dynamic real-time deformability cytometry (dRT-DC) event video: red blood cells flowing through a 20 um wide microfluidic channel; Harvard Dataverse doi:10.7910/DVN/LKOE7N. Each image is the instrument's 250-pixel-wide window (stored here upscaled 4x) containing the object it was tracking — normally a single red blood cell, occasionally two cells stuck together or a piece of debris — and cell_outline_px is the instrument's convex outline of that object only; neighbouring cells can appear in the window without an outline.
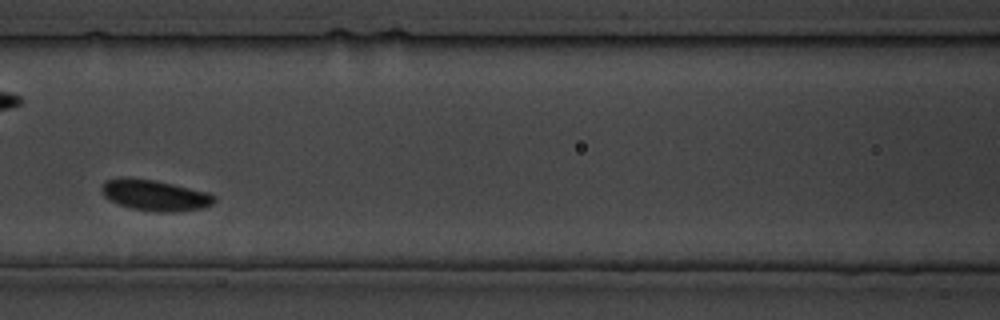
{"species": "common noctule bat (a hibernating species)", "species_latin": "Nyctalus noctula", "temperature_condition": "cold", "stored_images_in_passage": 14, "camera_frame_rate_fps": 3000, "um_per_image_px": 0.085, "animal": {"sex": "male", "body_mass_g": 19.5, "forearm_length_mm": 54.6}, "frame": {"image": 1, "passage_image": 8, "time_ms": 9.0, "image_size_px": [1000, 320], "cell_outline_px": [[216, 200], [212, 204], [204, 208], [172, 212], [156, 212], [132, 208], [108, 200], [100, 192], [100, 184], [104, 180], [156, 180], [208, 192], [216, 196]], "centroid_in_image_um": [13.21, 16.63], "position_along_channel_um": 153.4, "area_um2": 19.94}}
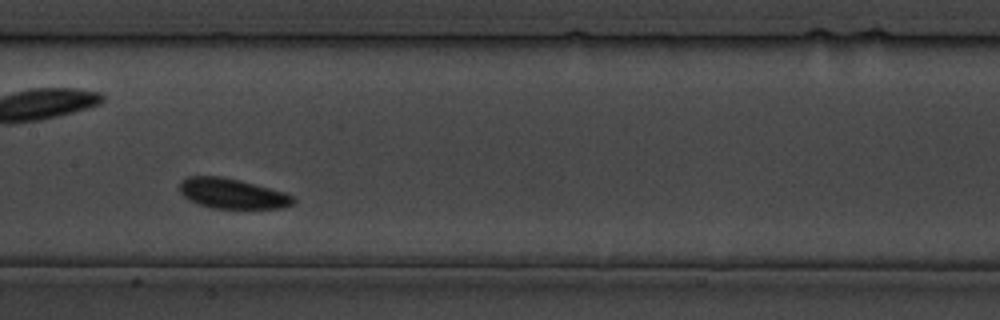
{"frame": {"image": 2, "passage_image": 10, "time_ms": 11.333, "image_size_px": [1000, 320], "cell_outline_px": [[296, 200], [292, 204], [284, 208], [212, 208], [196, 204], [184, 196], [180, 192], [180, 180], [188, 176], [220, 176], [240, 180], [284, 192], [292, 196]], "centroid_in_image_um": [19.71, 16.45], "position_along_channel_um": 187.7, "area_um2": 19.94}}